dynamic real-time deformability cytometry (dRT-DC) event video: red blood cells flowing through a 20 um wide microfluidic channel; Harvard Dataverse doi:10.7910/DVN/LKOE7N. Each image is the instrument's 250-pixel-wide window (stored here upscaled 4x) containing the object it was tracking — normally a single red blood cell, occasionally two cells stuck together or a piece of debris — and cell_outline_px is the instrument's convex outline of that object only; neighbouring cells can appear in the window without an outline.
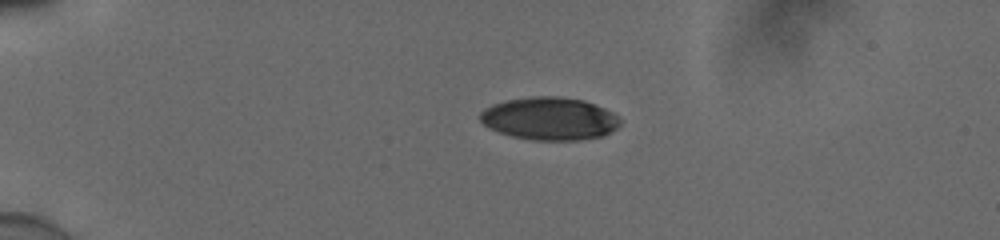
{"species": "human", "species_latin": "Homo sapiens", "temperature_condition": "cold", "stored_images_in_passage": 5, "camera_frame_rate_fps": 3000, "um_per_image_px": 0.085, "donor": {"sex": "male"}, "frame": {"image": 1, "passage_image": 1, "time_ms": 0.0, "image_size_px": [1000, 240], "cell_outline_px": [[620, 124], [616, 128], [604, 136], [576, 140], [532, 140], [512, 136], [488, 128], [480, 120], [480, 112], [484, 108], [492, 104], [504, 100], [532, 96], [560, 96], [584, 100], [596, 104], [620, 116]], "centroid_in_image_um": [46.71, 10.07], "position_along_channel_um": 38.3, "area_um2": 35.2}}